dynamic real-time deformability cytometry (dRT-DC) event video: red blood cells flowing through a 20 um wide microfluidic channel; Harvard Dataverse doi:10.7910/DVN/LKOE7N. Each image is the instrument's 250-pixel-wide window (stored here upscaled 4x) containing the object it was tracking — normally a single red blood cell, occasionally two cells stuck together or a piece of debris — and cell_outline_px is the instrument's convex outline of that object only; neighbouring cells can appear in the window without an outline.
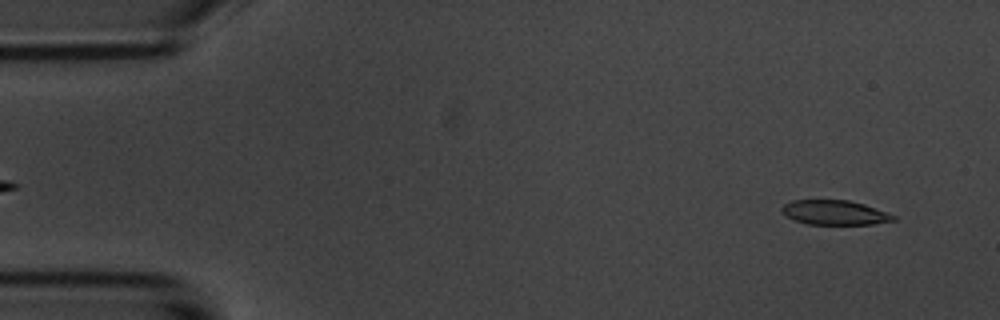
{"species": "common noctule bat (a hibernating species)", "species_latin": "Nyctalus noctula", "temperature_condition": "room temperature", "stored_images_in_passage": 53, "camera_frame_rate_fps": 3000, "um_per_image_px": 0.085, "animal": {"sex": "male", "body_mass_g": 20.1, "forearm_length_mm": 53.5}, "frame": {"image": 1, "passage_image": 3, "time_ms": 0.667, "image_size_px": [1000, 320], "cell_outline_px": [[896, 220], [872, 224], [808, 224], [796, 220], [780, 212], [780, 208], [784, 204], [792, 200], [848, 200], [864, 204], [896, 216]], "centroid_in_image_um": [70.92, 18.06], "position_along_channel_um": 14.1, "area_um2": 15.84}}
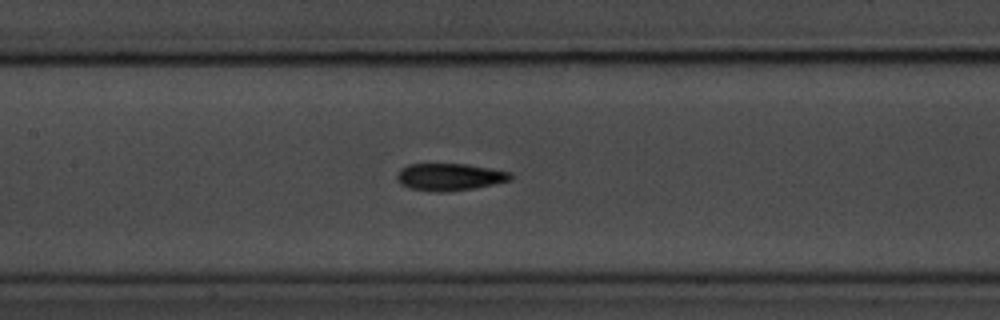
{"frame": {"image": 2, "passage_image": 24, "time_ms": 7.667, "image_size_px": [1000, 320], "cell_outline_px": [[512, 180], [476, 188], [448, 192], [436, 192], [408, 188], [400, 184], [396, 180], [396, 172], [400, 168], [408, 164], [468, 164], [508, 172], [512, 176]], "centroid_in_image_um": [38.15, 15.05], "position_along_channel_um": 169.2, "area_um2": 18.21}}
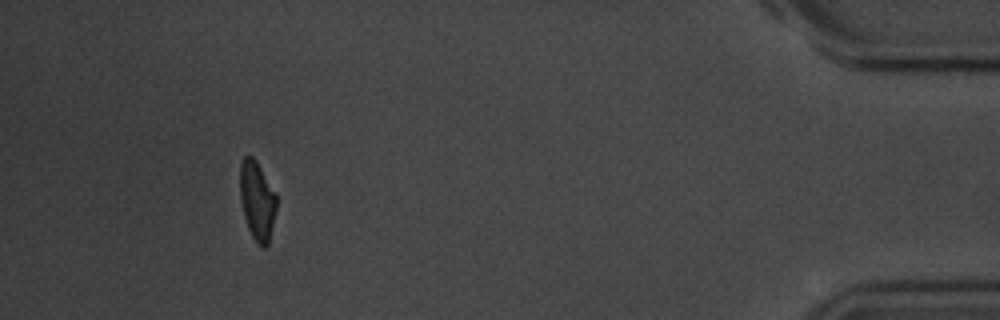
{"frame": {"image": 3, "passage_image": 49, "time_ms": 16.0, "image_size_px": [1000, 320], "cell_outline_px": [[276, 208], [268, 244], [264, 248], [260, 248], [252, 236], [248, 228], [244, 216], [240, 200], [240, 164], [244, 156], [252, 156], [256, 160], [276, 196]], "centroid_in_image_um": [21.83, 17.07], "position_along_channel_um": 413.4, "area_um2": 16.53}, "authors_computed_cell_mechanics": {"area_um2": 17.5712, "velocity_mm_per_s": 3.6978, "shape_relaxation_time_tau1_ms": 3.8834, "shape_relaxation_time_tau2_ms": 4.3617, "deformation_change_tau1": 0.162, "deformation_change_tau2": 0.0908}}